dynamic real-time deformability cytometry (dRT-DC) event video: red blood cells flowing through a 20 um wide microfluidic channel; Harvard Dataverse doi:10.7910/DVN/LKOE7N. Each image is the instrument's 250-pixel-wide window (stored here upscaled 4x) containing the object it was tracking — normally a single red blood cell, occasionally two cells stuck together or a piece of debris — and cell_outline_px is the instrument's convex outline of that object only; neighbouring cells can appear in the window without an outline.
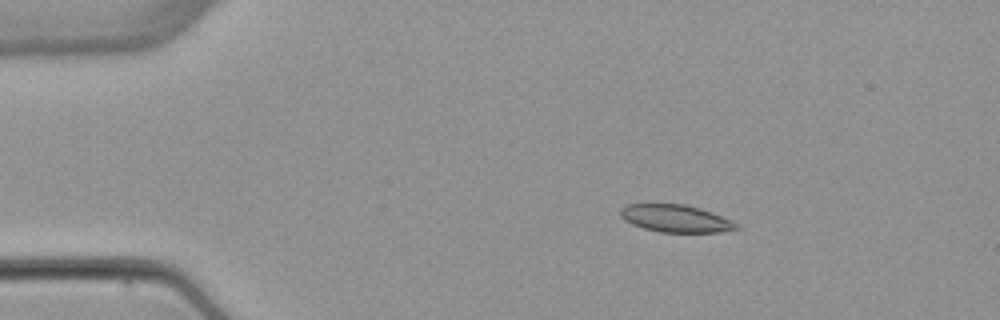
{"species": "common noctule bat (a hibernating species)", "species_latin": "Nyctalus noctula", "temperature_condition": "warm", "stored_images_in_passage": 5, "camera_frame_rate_fps": 3000, "um_per_image_px": 0.085, "animal": {"sex": "female", "body_mass_g": 22.7, "forearm_length_mm": 54.2}, "frame": {"image": 1, "passage_image": 3, "time_ms": 2.667, "image_size_px": [1000, 320], "cell_outline_px": [[740, 228], [720, 232], [660, 232], [644, 228], [632, 224], [624, 220], [620, 216], [620, 208], [628, 204], [684, 204], [700, 208], [712, 212], [732, 220]], "centroid_in_image_um": [57.42, 18.57], "position_along_channel_um": 27.6, "area_um2": 18.5}}
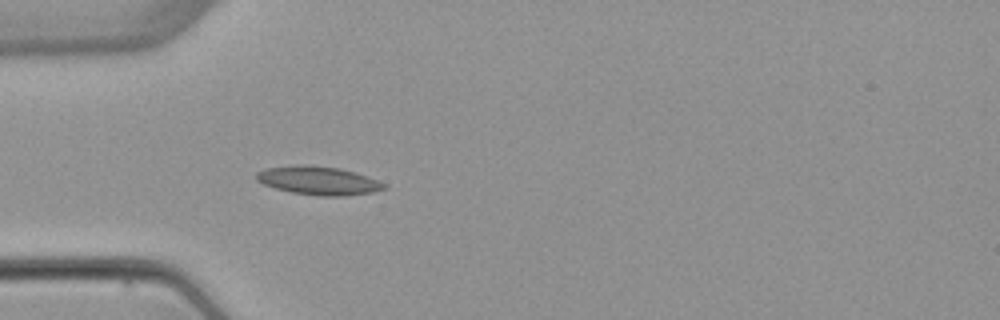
{"frame": {"image": 2, "passage_image": 5, "time_ms": 5.0, "image_size_px": [1000, 320], "cell_outline_px": [[388, 188], [372, 192], [344, 196], [320, 196], [292, 192], [276, 188], [264, 184], [256, 180], [256, 172], [264, 168], [296, 164], [304, 164], [340, 168], [388, 184]], "centroid_in_image_um": [27.04, 15.34], "position_along_channel_um": 58.0, "area_um2": 21.15}}